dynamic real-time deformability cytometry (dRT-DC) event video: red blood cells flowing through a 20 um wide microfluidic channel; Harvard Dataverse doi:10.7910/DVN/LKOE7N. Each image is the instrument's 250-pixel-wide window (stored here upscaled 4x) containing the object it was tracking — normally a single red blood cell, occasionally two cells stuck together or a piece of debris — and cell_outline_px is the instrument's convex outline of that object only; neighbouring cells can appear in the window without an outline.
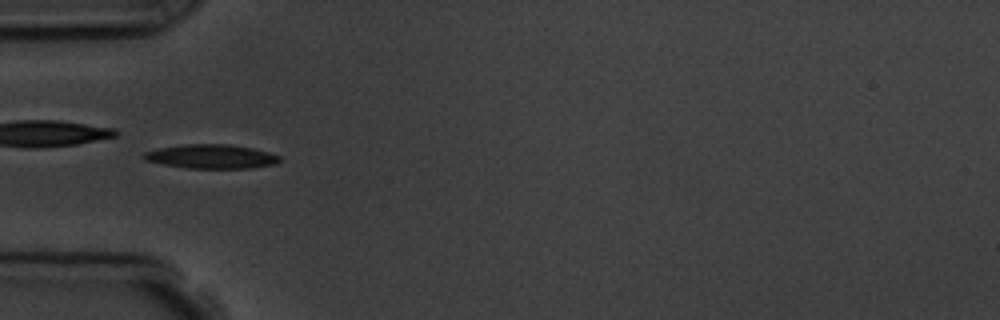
{"species": "common noctule bat (a hibernating species)", "species_latin": "Nyctalus noctula", "temperature_condition": "room temperature", "stored_images_in_passage": 5, "camera_frame_rate_fps": 3000, "um_per_image_px": 0.085, "animal": {"sex": "male", "body_mass_g": 19.5, "forearm_length_mm": 54.6}, "frame": {"image": 1, "passage_image": 5, "time_ms": 4.667, "image_size_px": [1000, 320], "cell_outline_px": [[280, 160], [276, 164], [252, 168], [188, 168], [164, 164], [144, 160], [140, 156], [144, 152], [160, 148], [184, 144], [228, 144], [252, 148], [268, 152], [280, 156]], "centroid_in_image_um": [17.95, 13.3], "position_along_channel_um": 67.0, "area_um2": 19.02}}